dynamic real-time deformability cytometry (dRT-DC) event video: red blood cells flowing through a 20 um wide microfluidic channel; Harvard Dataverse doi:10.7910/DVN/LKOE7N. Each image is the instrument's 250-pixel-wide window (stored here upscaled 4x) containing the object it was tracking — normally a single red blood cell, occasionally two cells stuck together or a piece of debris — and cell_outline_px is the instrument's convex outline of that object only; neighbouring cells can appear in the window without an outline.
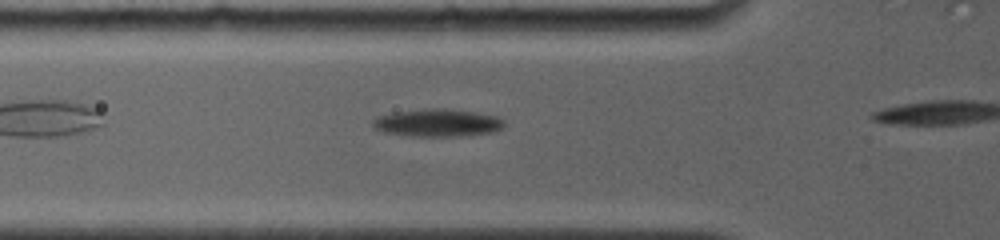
{"species": "common noctule bat (a hibernating species)", "species_latin": "Nyctalus noctula", "temperature_condition": "room temperature", "stored_images_in_passage": 7, "camera_frame_rate_fps": 4000, "um_per_image_px": 0.085, "animal": {"sex": "female", "body_mass_g": 19.0, "forearm_length_mm": 56.7}, "frame": {"image": 1, "passage_image": 4, "time_ms": 2.0, "image_size_px": [1000, 240], "cell_outline_px": [[504, 128], [492, 132], [460, 136], [412, 136], [384, 132], [372, 128], [372, 120], [376, 116], [396, 112], [432, 108], [440, 108], [472, 112], [496, 116], [504, 120]], "centroid_in_image_um": [37.16, 10.45], "position_along_channel_um": 88.6, "area_um2": 21.04}}
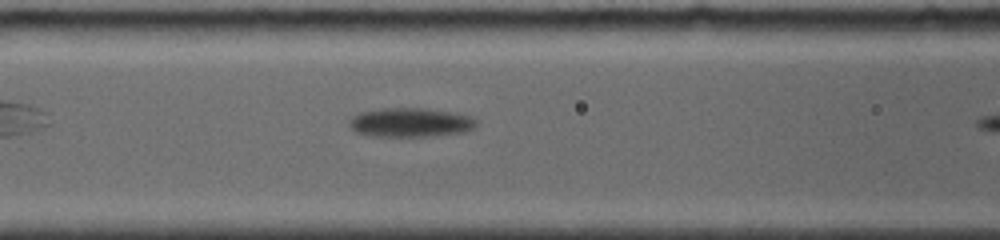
{"frame": {"image": 2, "passage_image": 6, "time_ms": 3.25, "image_size_px": [1000, 240], "cell_outline_px": [[476, 124], [472, 128], [464, 132], [428, 136], [376, 136], [356, 132], [348, 124], [348, 120], [352, 116], [360, 112], [380, 108], [424, 108], [452, 112], [472, 116], [476, 120]], "centroid_in_image_um": [34.86, 10.39], "position_along_channel_um": 131.7, "area_um2": 21.5}}